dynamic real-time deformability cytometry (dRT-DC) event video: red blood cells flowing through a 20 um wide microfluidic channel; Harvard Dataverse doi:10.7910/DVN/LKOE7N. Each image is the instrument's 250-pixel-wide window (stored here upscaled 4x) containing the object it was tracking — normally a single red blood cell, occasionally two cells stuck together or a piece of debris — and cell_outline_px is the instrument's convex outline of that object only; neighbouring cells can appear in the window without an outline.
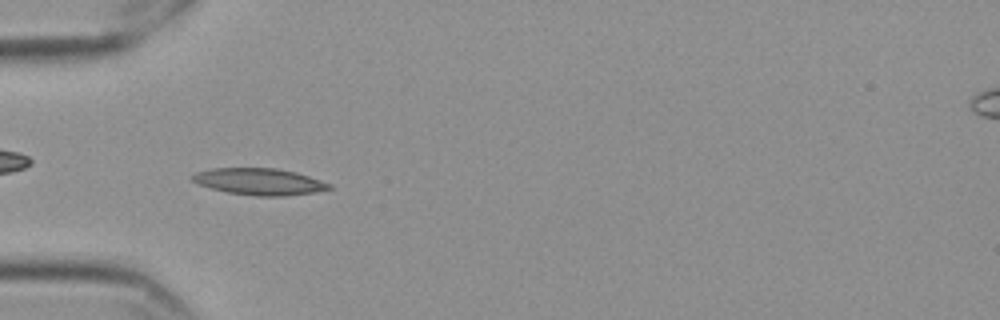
{"species": "Egyptian fruit bat (a non-hibernating species)", "species_latin": "Rousettus aegyptiacus", "temperature_condition": "cold", "stored_images_in_passage": 46, "camera_frame_rate_fps": 3000, "um_per_image_px": 0.085, "frame": {"image": 1, "passage_image": 7, "time_ms": 2.0, "image_size_px": [1000, 320], "cell_outline_px": [[332, 188], [312, 192], [284, 196], [256, 196], [228, 192], [212, 188], [200, 184], [192, 180], [192, 176], [196, 172], [212, 168], [276, 168], [296, 172], [332, 184]], "centroid_in_image_um": [22.05, 15.43], "position_along_channel_um": 62.9, "area_um2": 20.98}}
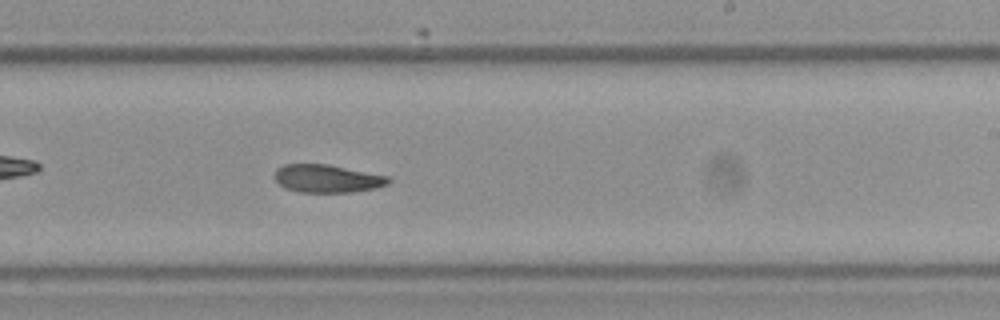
{"frame": {"image": 2, "passage_image": 24, "time_ms": 7.667, "image_size_px": [1000, 320], "cell_outline_px": [[392, 180], [388, 184], [376, 188], [352, 192], [300, 192], [284, 188], [276, 180], [276, 168], [284, 164], [328, 164], [388, 176]], "centroid_in_image_um": [27.83, 15.18], "position_along_channel_um": 261.2, "area_um2": 18.5}}
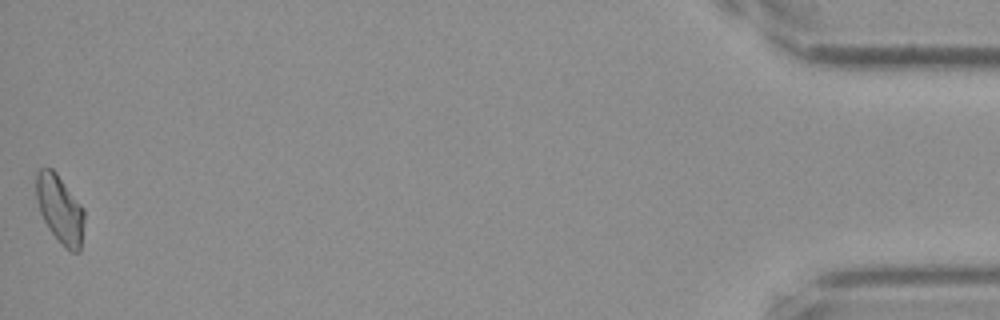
{"frame": {"image": 3, "passage_image": 46, "time_ms": 15.0, "image_size_px": [1000, 320], "cell_outline_px": [[84, 220], [80, 252], [72, 252], [48, 228], [40, 212], [36, 196], [36, 172], [40, 168], [52, 168], [56, 172], [84, 208]], "centroid_in_image_um": [5.09, 17.73], "position_along_channel_um": 430.1, "area_um2": 18.79}, "authors_computed_cell_mechanics": {"area_um2": 18.9006, "velocity_mm_per_s": 3.5382, "shape_relaxation_time_tau1_ms": null, "shape_relaxation_time_tau2_ms": 7.2209, "deformation_change_tau1": null, "deformation_change_tau2": 0.1279}}